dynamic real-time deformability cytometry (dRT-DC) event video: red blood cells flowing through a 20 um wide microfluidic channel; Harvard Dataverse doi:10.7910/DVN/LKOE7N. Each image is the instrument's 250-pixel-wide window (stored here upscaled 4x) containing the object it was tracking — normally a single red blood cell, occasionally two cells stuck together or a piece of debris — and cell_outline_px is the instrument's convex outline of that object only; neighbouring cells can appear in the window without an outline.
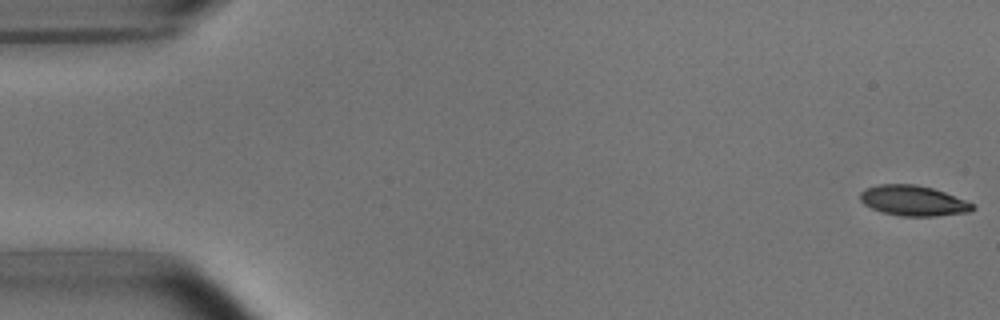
{"species": "common noctule bat (a hibernating species)", "species_latin": "Nyctalus noctula", "temperature_condition": "room temperature", "stored_images_in_passage": 52, "camera_frame_rate_fps": 3000, "um_per_image_px": 0.085, "animal": {"sex": "male", "body_mass_g": 15.6}, "frame": {"image": 1, "passage_image": 1, "time_ms": 0.0, "image_size_px": [1000, 320], "cell_outline_px": [[976, 208], [968, 212], [936, 216], [900, 216], [884, 212], [872, 208], [864, 204], [860, 200], [860, 192], [864, 188], [880, 184], [916, 184], [932, 188], [944, 192], [964, 200], [972, 204]], "centroid_in_image_um": [77.59, 17.05], "position_along_channel_um": 7.4, "area_um2": 19.71}}
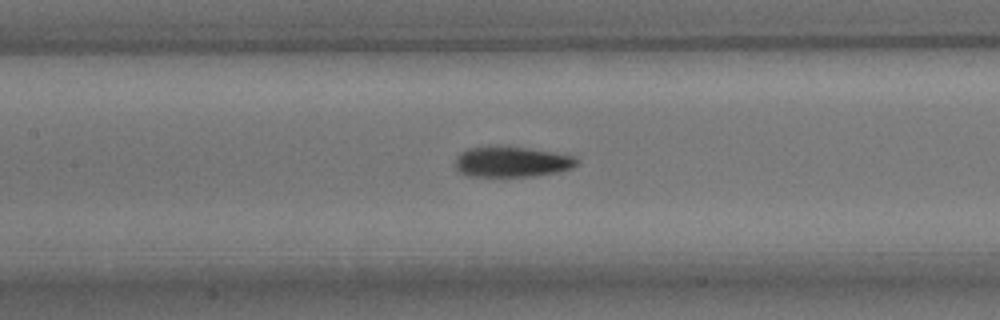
{"frame": {"image": 2, "passage_image": 24, "time_ms": 7.667, "image_size_px": [1000, 320], "cell_outline_px": [[580, 160], [572, 168], [556, 172], [536, 176], [468, 176], [456, 172], [456, 156], [460, 152], [468, 148], [496, 144], [500, 144], [528, 148], [552, 152], [572, 156]], "centroid_in_image_um": [43.43, 13.73], "position_along_channel_um": 164.0, "area_um2": 22.08}}
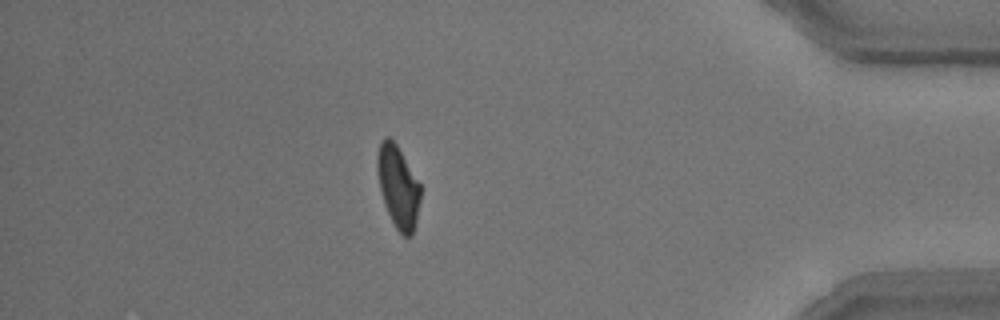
{"frame": {"image": 3, "passage_image": 46, "time_ms": 15.0, "image_size_px": [1000, 320], "cell_outline_px": [[420, 200], [416, 224], [412, 236], [404, 236], [396, 228], [384, 204], [380, 188], [376, 168], [376, 156], [380, 144], [384, 136], [388, 136], [396, 144], [420, 184]], "centroid_in_image_um": [33.83, 15.88], "position_along_channel_um": 401.4, "area_um2": 20.52}, "authors_computed_cell_mechanics": {"area_um2": 21.1837, "velocity_mm_per_s": 3.8066, "shape_relaxation_time_tau1_ms": 2.9369, "shape_relaxation_time_tau2_ms": 2.4579, "deformation_change_tau1": 0.1568, "deformation_change_tau2": 0.0838}}